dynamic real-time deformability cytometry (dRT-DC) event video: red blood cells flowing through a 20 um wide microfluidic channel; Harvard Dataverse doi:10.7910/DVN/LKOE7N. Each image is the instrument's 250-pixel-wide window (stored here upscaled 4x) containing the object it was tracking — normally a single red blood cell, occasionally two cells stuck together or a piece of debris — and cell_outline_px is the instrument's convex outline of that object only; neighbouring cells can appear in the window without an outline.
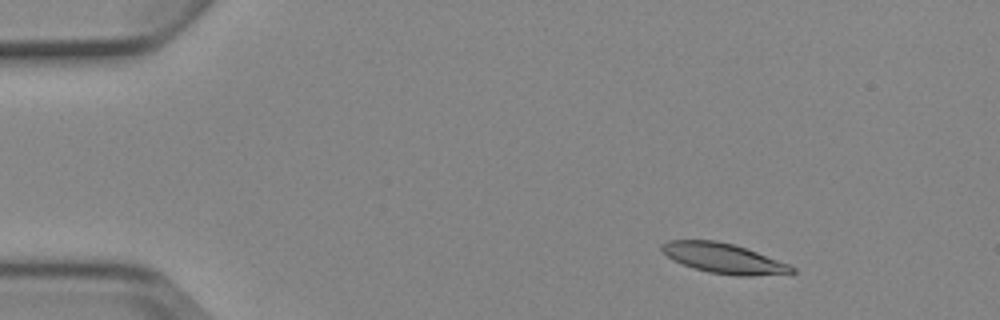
{"species": "Egyptian fruit bat (a non-hibernating species)", "species_latin": "Rousettus aegyptiacus", "temperature_condition": "cold", "stored_images_in_passage": 4, "camera_frame_rate_fps": 3000, "um_per_image_px": 0.085, "animal": {"sex": "female"}, "frame": {"image": 1, "passage_image": 2, "time_ms": 1.333, "image_size_px": [1000, 320], "cell_outline_px": [[796, 272], [752, 276], [736, 276], [708, 272], [684, 264], [668, 256], [660, 248], [660, 244], [668, 240], [716, 240], [732, 244], [756, 252], [788, 264], [796, 268]], "centroid_in_image_um": [61.5, 21.95], "position_along_channel_um": 23.5, "area_um2": 22.31}}